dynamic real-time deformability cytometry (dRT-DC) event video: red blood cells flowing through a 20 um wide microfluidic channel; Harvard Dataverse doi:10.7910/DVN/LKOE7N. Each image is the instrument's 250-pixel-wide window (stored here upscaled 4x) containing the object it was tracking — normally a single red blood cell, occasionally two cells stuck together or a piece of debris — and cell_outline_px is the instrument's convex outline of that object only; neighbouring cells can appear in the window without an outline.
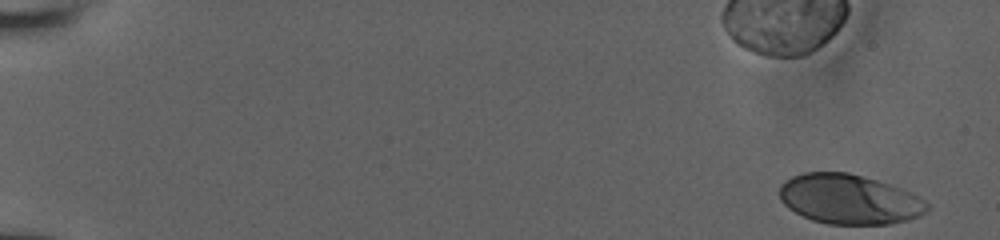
{"species": "human", "species_latin": "Homo sapiens", "temperature_condition": "room temperature", "stored_images_in_passage": 52, "camera_frame_rate_fps": 3000, "um_per_image_px": 0.085, "donor": {"sex": "male"}, "frame": {"image": 1, "passage_image": 1, "time_ms": 0.0, "image_size_px": [1000, 240], "cell_outline_px": [[928, 208], [924, 212], [908, 220], [888, 224], [828, 224], [812, 220], [788, 208], [780, 200], [780, 184], [784, 180], [792, 176], [804, 172], [848, 172], [876, 180], [912, 192], [924, 200], [928, 204]], "centroid_in_image_um": [72.15, 16.93], "position_along_channel_um": 12.9, "area_um2": 42.66}}
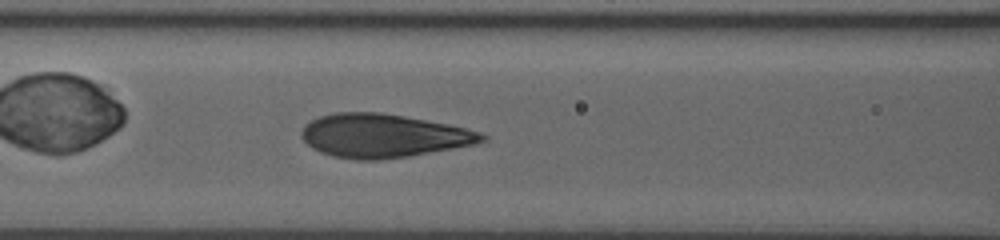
{"frame": {"image": 2, "passage_image": 25, "time_ms": 8.0, "image_size_px": [1000, 240], "cell_outline_px": [[488, 140], [472, 144], [452, 148], [408, 156], [380, 160], [356, 160], [332, 156], [320, 152], [312, 148], [300, 136], [300, 132], [304, 124], [320, 116], [336, 112], [380, 112], [404, 116], [448, 124], [480, 132], [488, 136]], "centroid_in_image_um": [32.53, 11.53], "position_along_channel_um": 134.1, "area_um2": 45.66}}
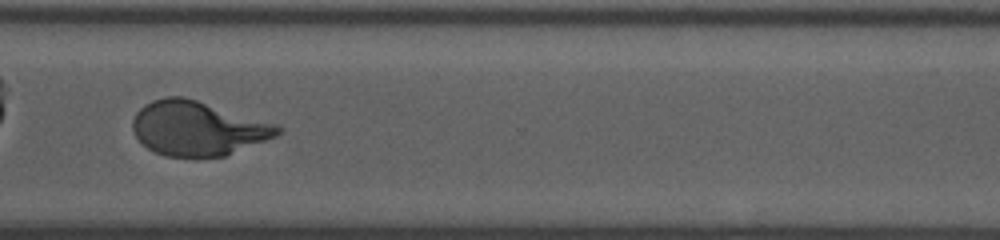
{"frame": {"image": 3, "passage_image": 42, "time_ms": 13.667, "image_size_px": [1000, 240], "cell_outline_px": [[284, 132], [276, 136], [224, 156], [196, 160], [192, 160], [164, 156], [148, 148], [136, 136], [132, 128], [132, 120], [136, 112], [144, 104], [152, 100], [168, 96], [184, 96], [276, 124], [284, 128]], "centroid_in_image_um": [16.79, 10.94], "position_along_channel_um": 353.8, "area_um2": 46.53}, "authors_computed_cell_mechanics": {"area_um2": 45.0551, "velocity_mm_per_s": 3.8893, "shape_relaxation_time_tau1_ms": 4.9914, "shape_relaxation_time_tau2_ms": null, "deformation_change_tau1": 0.2334, "deformation_change_tau2": null}}